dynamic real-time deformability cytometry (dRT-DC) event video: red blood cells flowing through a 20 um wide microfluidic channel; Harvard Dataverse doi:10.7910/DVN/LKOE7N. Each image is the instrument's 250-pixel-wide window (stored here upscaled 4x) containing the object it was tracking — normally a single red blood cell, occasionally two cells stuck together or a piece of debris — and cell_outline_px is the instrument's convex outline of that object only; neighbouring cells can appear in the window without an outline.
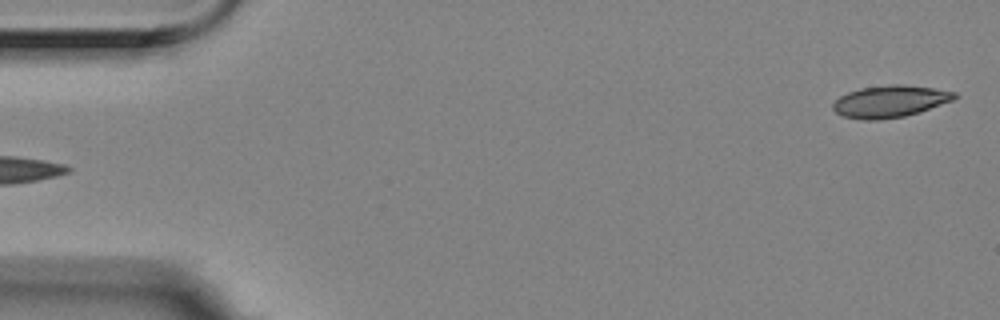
{"species": "Egyptian fruit bat (a non-hibernating species)", "species_latin": "Rousettus aegyptiacus", "temperature_condition": "room temperature", "stored_images_in_passage": 4, "segment_of_instrument_passage": [2, 2], "camera_frame_rate_fps": 3000, "um_per_image_px": 0.085, "animal": {"sex": "female"}, "frame": {"image": 1, "passage_image": 4, "time_ms": 1.0, "image_size_px": [1000, 320], "cell_outline_px": [[960, 96], [952, 100], [920, 112], [904, 116], [876, 120], [864, 120], [840, 116], [832, 108], [832, 104], [840, 96], [848, 92], [860, 88], [892, 84], [904, 84], [932, 88], [956, 92]], "centroid_in_image_um": [75.63, 8.62], "position_along_channel_um": 9.4, "area_um2": 22.66}}